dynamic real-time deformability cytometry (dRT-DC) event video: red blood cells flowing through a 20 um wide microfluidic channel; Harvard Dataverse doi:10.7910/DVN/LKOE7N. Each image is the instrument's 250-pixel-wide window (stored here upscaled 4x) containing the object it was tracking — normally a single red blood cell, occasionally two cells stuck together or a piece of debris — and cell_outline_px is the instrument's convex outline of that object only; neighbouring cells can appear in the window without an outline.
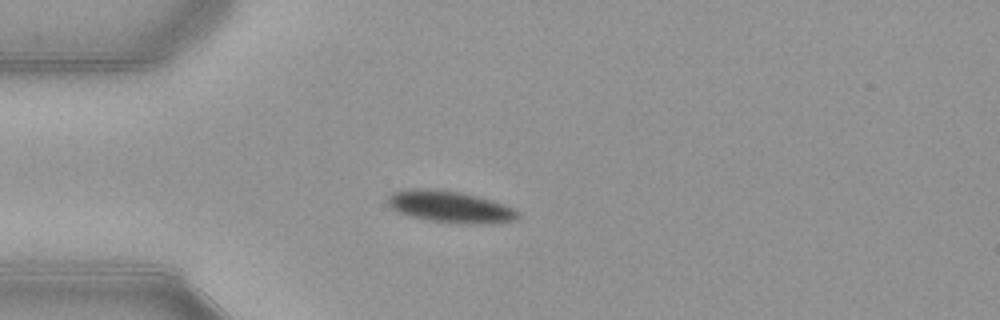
{"species": "common noctule bat (a hibernating species)", "species_latin": "Nyctalus noctula", "temperature_condition": "warm", "stored_images_in_passage": 48, "camera_frame_rate_fps": 3000, "um_per_image_px": 0.085, "animal": {"sex": "female", "body_mass_g": 21.9}, "frame": {"image": 1, "passage_image": 13, "time_ms": 4.0, "image_size_px": [1000, 320], "cell_outline_px": [[520, 216], [516, 220], [476, 224], [472, 224], [428, 220], [412, 216], [400, 212], [392, 208], [388, 204], [388, 196], [392, 192], [412, 188], [428, 188], [460, 192], [480, 196], [492, 200], [512, 208], [520, 212]], "centroid_in_image_um": [38.27, 17.56], "position_along_channel_um": 46.7, "area_um2": 23.81}}
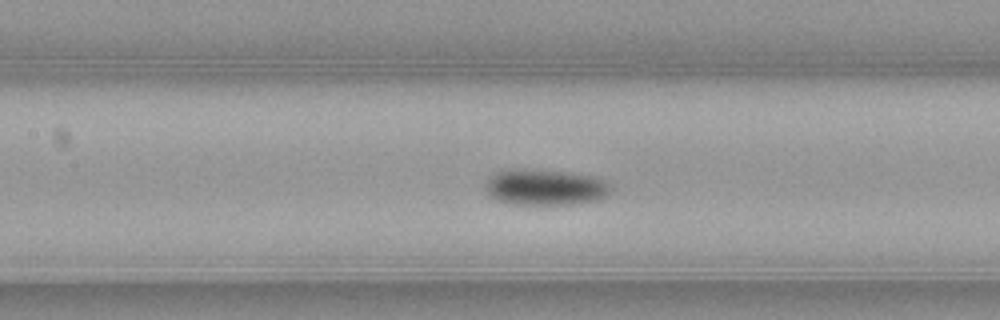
{"frame": {"image": 2, "passage_image": 23, "time_ms": 7.333, "image_size_px": [1000, 320], "cell_outline_px": [[612, 192], [596, 200], [572, 204], [512, 204], [488, 196], [488, 180], [496, 172], [512, 168], [520, 168], [564, 172], [596, 176], [612, 184]], "centroid_in_image_um": [46.4, 15.9], "position_along_channel_um": 161.0, "area_um2": 26.18}}
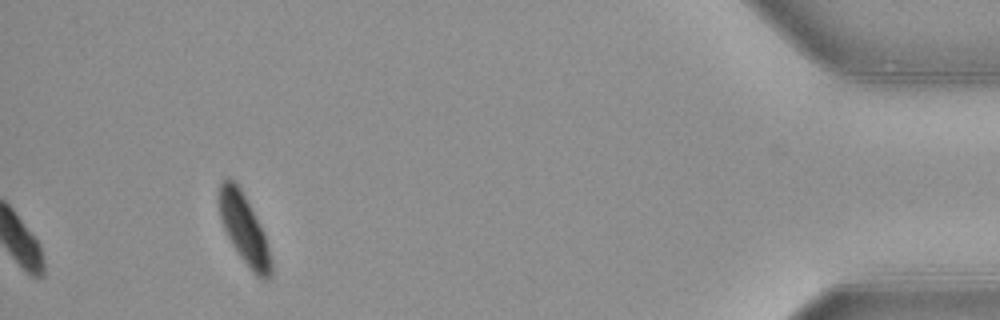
{"frame": {"image": 3, "passage_image": 48, "time_ms": 15.667, "image_size_px": [1000, 320], "cell_outline_px": [[272, 272], [268, 280], [264, 280], [256, 276], [252, 272], [240, 256], [232, 244], [220, 220], [216, 200], [216, 196], [220, 180], [224, 176], [228, 176], [240, 188], [260, 224], [264, 232], [272, 264]], "centroid_in_image_um": [20.69, 19.41], "position_along_channel_um": 414.5, "area_um2": 21.44}, "authors_computed_cell_mechanics": {"area_um2": 23.8714, "velocity_mm_per_s": 3.8835, "shape_relaxation_time_tau1_ms": 3.977, "shape_relaxation_time_tau2_ms": null, "deformation_change_tau1": 0.1293, "deformation_change_tau2": null}}